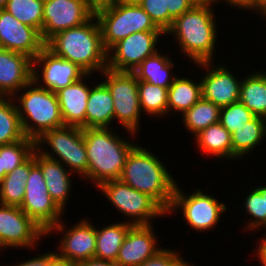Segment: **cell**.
I'll use <instances>...</instances> for the list:
<instances>
[{"instance_id":"37","label":"cell","mask_w":266,"mask_h":266,"mask_svg":"<svg viewBox=\"0 0 266 266\" xmlns=\"http://www.w3.org/2000/svg\"><path fill=\"white\" fill-rule=\"evenodd\" d=\"M255 115L240 101L220 109V123L232 134Z\"/></svg>"},{"instance_id":"40","label":"cell","mask_w":266,"mask_h":266,"mask_svg":"<svg viewBox=\"0 0 266 266\" xmlns=\"http://www.w3.org/2000/svg\"><path fill=\"white\" fill-rule=\"evenodd\" d=\"M164 2L165 10H168L174 20L196 4L194 0H164Z\"/></svg>"},{"instance_id":"39","label":"cell","mask_w":266,"mask_h":266,"mask_svg":"<svg viewBox=\"0 0 266 266\" xmlns=\"http://www.w3.org/2000/svg\"><path fill=\"white\" fill-rule=\"evenodd\" d=\"M178 252L173 249L163 248L140 266H180L185 260Z\"/></svg>"},{"instance_id":"7","label":"cell","mask_w":266,"mask_h":266,"mask_svg":"<svg viewBox=\"0 0 266 266\" xmlns=\"http://www.w3.org/2000/svg\"><path fill=\"white\" fill-rule=\"evenodd\" d=\"M102 44L108 51L113 45L139 31H162L139 4H114L95 14Z\"/></svg>"},{"instance_id":"34","label":"cell","mask_w":266,"mask_h":266,"mask_svg":"<svg viewBox=\"0 0 266 266\" xmlns=\"http://www.w3.org/2000/svg\"><path fill=\"white\" fill-rule=\"evenodd\" d=\"M44 0H8L5 10L18 21L41 33L43 27Z\"/></svg>"},{"instance_id":"17","label":"cell","mask_w":266,"mask_h":266,"mask_svg":"<svg viewBox=\"0 0 266 266\" xmlns=\"http://www.w3.org/2000/svg\"><path fill=\"white\" fill-rule=\"evenodd\" d=\"M88 218L80 220L75 223L71 228H66L62 219L54 225L47 233L52 234L54 232H61L63 238L59 241L60 244L57 246L59 250L57 254L65 259L70 260L76 264L82 261L88 260L95 257L96 250V227L90 222ZM64 230H66L64 232ZM65 234V235H64Z\"/></svg>"},{"instance_id":"35","label":"cell","mask_w":266,"mask_h":266,"mask_svg":"<svg viewBox=\"0 0 266 266\" xmlns=\"http://www.w3.org/2000/svg\"><path fill=\"white\" fill-rule=\"evenodd\" d=\"M36 149L35 140L24 137L12 144L0 146L2 169L8 174L24 163Z\"/></svg>"},{"instance_id":"19","label":"cell","mask_w":266,"mask_h":266,"mask_svg":"<svg viewBox=\"0 0 266 266\" xmlns=\"http://www.w3.org/2000/svg\"><path fill=\"white\" fill-rule=\"evenodd\" d=\"M152 226L133 225L129 229L115 261L117 266H140L163 249L158 247Z\"/></svg>"},{"instance_id":"31","label":"cell","mask_w":266,"mask_h":266,"mask_svg":"<svg viewBox=\"0 0 266 266\" xmlns=\"http://www.w3.org/2000/svg\"><path fill=\"white\" fill-rule=\"evenodd\" d=\"M220 107L211 101L201 99L182 115L186 130L194 137L208 126L220 122Z\"/></svg>"},{"instance_id":"42","label":"cell","mask_w":266,"mask_h":266,"mask_svg":"<svg viewBox=\"0 0 266 266\" xmlns=\"http://www.w3.org/2000/svg\"><path fill=\"white\" fill-rule=\"evenodd\" d=\"M11 266H49V251L44 254L40 253L37 257H32V259L25 260L24 262H17V264Z\"/></svg>"},{"instance_id":"36","label":"cell","mask_w":266,"mask_h":266,"mask_svg":"<svg viewBox=\"0 0 266 266\" xmlns=\"http://www.w3.org/2000/svg\"><path fill=\"white\" fill-rule=\"evenodd\" d=\"M245 200V213L250 215V220L248 224H246L247 230H261L260 227H264L266 229V204L265 198L262 197L261 193L253 188L248 192ZM252 218V219H251Z\"/></svg>"},{"instance_id":"41","label":"cell","mask_w":266,"mask_h":266,"mask_svg":"<svg viewBox=\"0 0 266 266\" xmlns=\"http://www.w3.org/2000/svg\"><path fill=\"white\" fill-rule=\"evenodd\" d=\"M86 7L95 15L97 12L110 8L116 0H83Z\"/></svg>"},{"instance_id":"29","label":"cell","mask_w":266,"mask_h":266,"mask_svg":"<svg viewBox=\"0 0 266 266\" xmlns=\"http://www.w3.org/2000/svg\"><path fill=\"white\" fill-rule=\"evenodd\" d=\"M239 101L255 116L266 119V72H250L242 79Z\"/></svg>"},{"instance_id":"33","label":"cell","mask_w":266,"mask_h":266,"mask_svg":"<svg viewBox=\"0 0 266 266\" xmlns=\"http://www.w3.org/2000/svg\"><path fill=\"white\" fill-rule=\"evenodd\" d=\"M138 94L141 112L151 117L167 115L168 88L138 81Z\"/></svg>"},{"instance_id":"9","label":"cell","mask_w":266,"mask_h":266,"mask_svg":"<svg viewBox=\"0 0 266 266\" xmlns=\"http://www.w3.org/2000/svg\"><path fill=\"white\" fill-rule=\"evenodd\" d=\"M104 81L113 98L114 120L127 130L131 137L136 136L140 130L139 120L142 115L139 94L138 80L133 72H118L108 68L101 72ZM133 135V136H132Z\"/></svg>"},{"instance_id":"38","label":"cell","mask_w":266,"mask_h":266,"mask_svg":"<svg viewBox=\"0 0 266 266\" xmlns=\"http://www.w3.org/2000/svg\"><path fill=\"white\" fill-rule=\"evenodd\" d=\"M139 5L164 33L171 28L174 19L169 15L168 10H165L164 0H141Z\"/></svg>"},{"instance_id":"43","label":"cell","mask_w":266,"mask_h":266,"mask_svg":"<svg viewBox=\"0 0 266 266\" xmlns=\"http://www.w3.org/2000/svg\"><path fill=\"white\" fill-rule=\"evenodd\" d=\"M49 266H78V264L71 262L68 259L62 258L56 252L49 251Z\"/></svg>"},{"instance_id":"32","label":"cell","mask_w":266,"mask_h":266,"mask_svg":"<svg viewBox=\"0 0 266 266\" xmlns=\"http://www.w3.org/2000/svg\"><path fill=\"white\" fill-rule=\"evenodd\" d=\"M13 101L12 97H0V146L15 143L25 137Z\"/></svg>"},{"instance_id":"20","label":"cell","mask_w":266,"mask_h":266,"mask_svg":"<svg viewBox=\"0 0 266 266\" xmlns=\"http://www.w3.org/2000/svg\"><path fill=\"white\" fill-rule=\"evenodd\" d=\"M33 59L0 47V97H13L32 81Z\"/></svg>"},{"instance_id":"22","label":"cell","mask_w":266,"mask_h":266,"mask_svg":"<svg viewBox=\"0 0 266 266\" xmlns=\"http://www.w3.org/2000/svg\"><path fill=\"white\" fill-rule=\"evenodd\" d=\"M35 162L40 166L46 187L56 205L63 211L72 190L71 173L61 162L45 157L35 149Z\"/></svg>"},{"instance_id":"21","label":"cell","mask_w":266,"mask_h":266,"mask_svg":"<svg viewBox=\"0 0 266 266\" xmlns=\"http://www.w3.org/2000/svg\"><path fill=\"white\" fill-rule=\"evenodd\" d=\"M90 75L85 74L70 86L56 92L64 126L85 128L86 106L91 87L84 80L91 77Z\"/></svg>"},{"instance_id":"48","label":"cell","mask_w":266,"mask_h":266,"mask_svg":"<svg viewBox=\"0 0 266 266\" xmlns=\"http://www.w3.org/2000/svg\"><path fill=\"white\" fill-rule=\"evenodd\" d=\"M141 0H116V4H139Z\"/></svg>"},{"instance_id":"25","label":"cell","mask_w":266,"mask_h":266,"mask_svg":"<svg viewBox=\"0 0 266 266\" xmlns=\"http://www.w3.org/2000/svg\"><path fill=\"white\" fill-rule=\"evenodd\" d=\"M197 148L206 155L214 158L232 160V138L231 133L220 123H215L196 136Z\"/></svg>"},{"instance_id":"52","label":"cell","mask_w":266,"mask_h":266,"mask_svg":"<svg viewBox=\"0 0 266 266\" xmlns=\"http://www.w3.org/2000/svg\"><path fill=\"white\" fill-rule=\"evenodd\" d=\"M196 3H210L217 2V0H194Z\"/></svg>"},{"instance_id":"5","label":"cell","mask_w":266,"mask_h":266,"mask_svg":"<svg viewBox=\"0 0 266 266\" xmlns=\"http://www.w3.org/2000/svg\"><path fill=\"white\" fill-rule=\"evenodd\" d=\"M20 91L12 98L18 101L15 104L25 137L36 140L44 132L64 126L55 92L39 87L33 80Z\"/></svg>"},{"instance_id":"27","label":"cell","mask_w":266,"mask_h":266,"mask_svg":"<svg viewBox=\"0 0 266 266\" xmlns=\"http://www.w3.org/2000/svg\"><path fill=\"white\" fill-rule=\"evenodd\" d=\"M132 226L127 221H116V223L111 222L102 229L96 228L95 258L115 263L121 245Z\"/></svg>"},{"instance_id":"23","label":"cell","mask_w":266,"mask_h":266,"mask_svg":"<svg viewBox=\"0 0 266 266\" xmlns=\"http://www.w3.org/2000/svg\"><path fill=\"white\" fill-rule=\"evenodd\" d=\"M114 122L113 98L108 87L100 82L91 85L86 106L85 128H110Z\"/></svg>"},{"instance_id":"8","label":"cell","mask_w":266,"mask_h":266,"mask_svg":"<svg viewBox=\"0 0 266 266\" xmlns=\"http://www.w3.org/2000/svg\"><path fill=\"white\" fill-rule=\"evenodd\" d=\"M103 196L132 225H151L156 217H163L167 212L149 195L141 193L125 184L120 179L108 180L98 186ZM152 219V220H151Z\"/></svg>"},{"instance_id":"46","label":"cell","mask_w":266,"mask_h":266,"mask_svg":"<svg viewBox=\"0 0 266 266\" xmlns=\"http://www.w3.org/2000/svg\"><path fill=\"white\" fill-rule=\"evenodd\" d=\"M78 266H117L114 262L101 260L97 258H90L88 260L82 261Z\"/></svg>"},{"instance_id":"16","label":"cell","mask_w":266,"mask_h":266,"mask_svg":"<svg viewBox=\"0 0 266 266\" xmlns=\"http://www.w3.org/2000/svg\"><path fill=\"white\" fill-rule=\"evenodd\" d=\"M215 61L196 63L198 67L205 70V75L200 79L202 98L211 101L220 108L238 102L240 98L239 80L226 65H216ZM212 65V66H211Z\"/></svg>"},{"instance_id":"53","label":"cell","mask_w":266,"mask_h":266,"mask_svg":"<svg viewBox=\"0 0 266 266\" xmlns=\"http://www.w3.org/2000/svg\"><path fill=\"white\" fill-rule=\"evenodd\" d=\"M8 0H0V10L4 9Z\"/></svg>"},{"instance_id":"45","label":"cell","mask_w":266,"mask_h":266,"mask_svg":"<svg viewBox=\"0 0 266 266\" xmlns=\"http://www.w3.org/2000/svg\"><path fill=\"white\" fill-rule=\"evenodd\" d=\"M219 1H223L224 3L226 2V4L231 7L241 8L244 10L249 9V11L251 10L252 12V0H217L218 3Z\"/></svg>"},{"instance_id":"13","label":"cell","mask_w":266,"mask_h":266,"mask_svg":"<svg viewBox=\"0 0 266 266\" xmlns=\"http://www.w3.org/2000/svg\"><path fill=\"white\" fill-rule=\"evenodd\" d=\"M46 232L20 207L0 204V248H36Z\"/></svg>"},{"instance_id":"54","label":"cell","mask_w":266,"mask_h":266,"mask_svg":"<svg viewBox=\"0 0 266 266\" xmlns=\"http://www.w3.org/2000/svg\"><path fill=\"white\" fill-rule=\"evenodd\" d=\"M191 263H190V261H189V263H188V261H184L180 266H194V265H190Z\"/></svg>"},{"instance_id":"10","label":"cell","mask_w":266,"mask_h":266,"mask_svg":"<svg viewBox=\"0 0 266 266\" xmlns=\"http://www.w3.org/2000/svg\"><path fill=\"white\" fill-rule=\"evenodd\" d=\"M190 195L185 194L182 189L176 185L172 204L167 214L174 213L181 209L183 219L187 224L198 232L210 231L216 228L221 214L227 211V206L214 198V195L205 194L201 189H195Z\"/></svg>"},{"instance_id":"15","label":"cell","mask_w":266,"mask_h":266,"mask_svg":"<svg viewBox=\"0 0 266 266\" xmlns=\"http://www.w3.org/2000/svg\"><path fill=\"white\" fill-rule=\"evenodd\" d=\"M93 15L83 0H44L41 38L46 44L59 32L80 26Z\"/></svg>"},{"instance_id":"18","label":"cell","mask_w":266,"mask_h":266,"mask_svg":"<svg viewBox=\"0 0 266 266\" xmlns=\"http://www.w3.org/2000/svg\"><path fill=\"white\" fill-rule=\"evenodd\" d=\"M0 47L34 59L45 47V43L35 28L23 24L5 9H1Z\"/></svg>"},{"instance_id":"26","label":"cell","mask_w":266,"mask_h":266,"mask_svg":"<svg viewBox=\"0 0 266 266\" xmlns=\"http://www.w3.org/2000/svg\"><path fill=\"white\" fill-rule=\"evenodd\" d=\"M266 137V119L255 116L245 123L241 128L231 134L232 138V160H239L249 155L260 145Z\"/></svg>"},{"instance_id":"30","label":"cell","mask_w":266,"mask_h":266,"mask_svg":"<svg viewBox=\"0 0 266 266\" xmlns=\"http://www.w3.org/2000/svg\"><path fill=\"white\" fill-rule=\"evenodd\" d=\"M31 170V156L0 181V204L20 207L25 196L26 180Z\"/></svg>"},{"instance_id":"12","label":"cell","mask_w":266,"mask_h":266,"mask_svg":"<svg viewBox=\"0 0 266 266\" xmlns=\"http://www.w3.org/2000/svg\"><path fill=\"white\" fill-rule=\"evenodd\" d=\"M163 31H139L120 40L107 51V68L118 72H133L142 61L158 51Z\"/></svg>"},{"instance_id":"14","label":"cell","mask_w":266,"mask_h":266,"mask_svg":"<svg viewBox=\"0 0 266 266\" xmlns=\"http://www.w3.org/2000/svg\"><path fill=\"white\" fill-rule=\"evenodd\" d=\"M85 74L75 63L56 56L46 46L33 59L32 80L39 87L55 93L78 81Z\"/></svg>"},{"instance_id":"51","label":"cell","mask_w":266,"mask_h":266,"mask_svg":"<svg viewBox=\"0 0 266 266\" xmlns=\"http://www.w3.org/2000/svg\"><path fill=\"white\" fill-rule=\"evenodd\" d=\"M6 176L5 170L2 169L1 157H0V181Z\"/></svg>"},{"instance_id":"24","label":"cell","mask_w":266,"mask_h":266,"mask_svg":"<svg viewBox=\"0 0 266 266\" xmlns=\"http://www.w3.org/2000/svg\"><path fill=\"white\" fill-rule=\"evenodd\" d=\"M170 56L160 52L146 58L133 71L138 81H145L152 85H158L164 88H169L177 75L171 74L175 63L171 61Z\"/></svg>"},{"instance_id":"6","label":"cell","mask_w":266,"mask_h":266,"mask_svg":"<svg viewBox=\"0 0 266 266\" xmlns=\"http://www.w3.org/2000/svg\"><path fill=\"white\" fill-rule=\"evenodd\" d=\"M51 149L47 151L45 147ZM36 150L45 157L61 162L71 173L85 178L88 170V158L83 138V129L75 126H63L44 132L35 140Z\"/></svg>"},{"instance_id":"2","label":"cell","mask_w":266,"mask_h":266,"mask_svg":"<svg viewBox=\"0 0 266 266\" xmlns=\"http://www.w3.org/2000/svg\"><path fill=\"white\" fill-rule=\"evenodd\" d=\"M45 46L56 56L75 63L86 74L93 75L107 68V51L95 15L80 26L59 32Z\"/></svg>"},{"instance_id":"50","label":"cell","mask_w":266,"mask_h":266,"mask_svg":"<svg viewBox=\"0 0 266 266\" xmlns=\"http://www.w3.org/2000/svg\"><path fill=\"white\" fill-rule=\"evenodd\" d=\"M256 189L261 193L262 197L265 198L266 204V185L256 186Z\"/></svg>"},{"instance_id":"3","label":"cell","mask_w":266,"mask_h":266,"mask_svg":"<svg viewBox=\"0 0 266 266\" xmlns=\"http://www.w3.org/2000/svg\"><path fill=\"white\" fill-rule=\"evenodd\" d=\"M120 180L153 198L166 212L177 185L165 164L150 150L136 145L126 158Z\"/></svg>"},{"instance_id":"47","label":"cell","mask_w":266,"mask_h":266,"mask_svg":"<svg viewBox=\"0 0 266 266\" xmlns=\"http://www.w3.org/2000/svg\"><path fill=\"white\" fill-rule=\"evenodd\" d=\"M266 2V0H252V11L256 12V10Z\"/></svg>"},{"instance_id":"1","label":"cell","mask_w":266,"mask_h":266,"mask_svg":"<svg viewBox=\"0 0 266 266\" xmlns=\"http://www.w3.org/2000/svg\"><path fill=\"white\" fill-rule=\"evenodd\" d=\"M217 2L196 3L177 17L165 33L175 36L180 52L193 64L212 61L216 51L217 24L212 7Z\"/></svg>"},{"instance_id":"4","label":"cell","mask_w":266,"mask_h":266,"mask_svg":"<svg viewBox=\"0 0 266 266\" xmlns=\"http://www.w3.org/2000/svg\"><path fill=\"white\" fill-rule=\"evenodd\" d=\"M111 128H83L88 158L87 176L98 187L102 182L120 179L126 158L136 146Z\"/></svg>"},{"instance_id":"49","label":"cell","mask_w":266,"mask_h":266,"mask_svg":"<svg viewBox=\"0 0 266 266\" xmlns=\"http://www.w3.org/2000/svg\"><path fill=\"white\" fill-rule=\"evenodd\" d=\"M259 13H258V12ZM256 12H257V14H260L261 15V17H262V15H263V17L265 18V20H266V2L264 3V4H262L257 10H256Z\"/></svg>"},{"instance_id":"28","label":"cell","mask_w":266,"mask_h":266,"mask_svg":"<svg viewBox=\"0 0 266 266\" xmlns=\"http://www.w3.org/2000/svg\"><path fill=\"white\" fill-rule=\"evenodd\" d=\"M194 81L184 76L174 79L168 88V114L174 111V116L179 112L181 116L201 99V82Z\"/></svg>"},{"instance_id":"44","label":"cell","mask_w":266,"mask_h":266,"mask_svg":"<svg viewBox=\"0 0 266 266\" xmlns=\"http://www.w3.org/2000/svg\"><path fill=\"white\" fill-rule=\"evenodd\" d=\"M261 240L258 242V248H255L257 251L255 257H257V259H259L260 263L262 266H266V234H264V236L262 238H260Z\"/></svg>"},{"instance_id":"11","label":"cell","mask_w":266,"mask_h":266,"mask_svg":"<svg viewBox=\"0 0 266 266\" xmlns=\"http://www.w3.org/2000/svg\"><path fill=\"white\" fill-rule=\"evenodd\" d=\"M20 208L46 233L61 220L64 213L48 192L41 168L35 162V150L31 155V170Z\"/></svg>"}]
</instances>
